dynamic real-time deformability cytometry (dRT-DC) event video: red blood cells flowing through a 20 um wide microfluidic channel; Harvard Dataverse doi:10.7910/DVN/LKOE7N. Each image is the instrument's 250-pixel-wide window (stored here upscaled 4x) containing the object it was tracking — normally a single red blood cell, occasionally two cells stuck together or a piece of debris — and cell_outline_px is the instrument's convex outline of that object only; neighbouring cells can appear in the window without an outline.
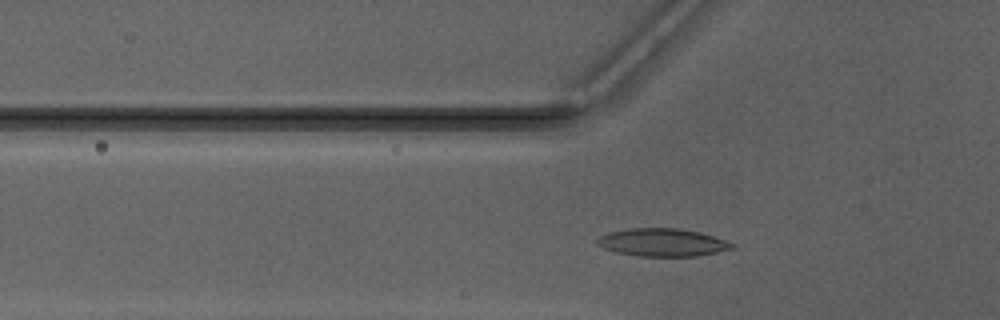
{"species": "Egyptian fruit bat (a non-hibernating species)", "species_latin": "Rousettus aegyptiacus", "temperature_condition": "warm", "stored_images_in_passage": 32, "camera_frame_rate_fps": 3000, "um_per_image_px": 0.085, "animal": {"sex": "male"}, "frame": {"image": 1, "passage_image": 8, "time_ms": 2.333, "image_size_px": [1000, 320], "cell_outline_px": [[736, 248], [696, 256], [636, 256], [616, 252], [604, 248], [596, 244], [596, 240], [600, 236], [608, 232], [628, 228], [680, 228], [700, 232], [736, 244]], "centroid_in_image_um": [56.29, 20.6], "position_along_channel_um": 69.5, "area_um2": 21.96}}
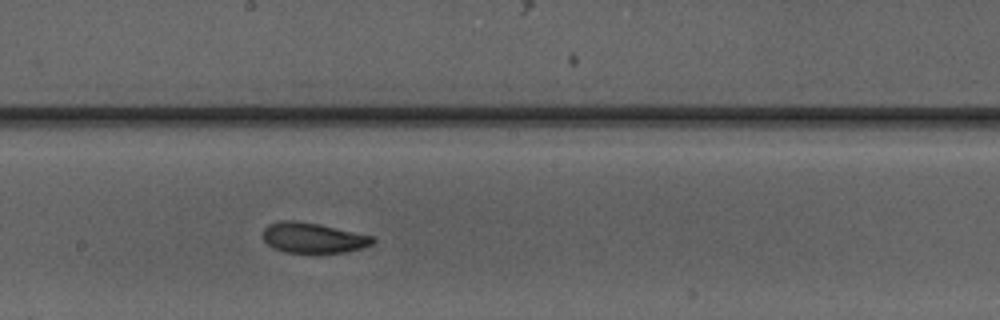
{"frame": {"image": 2, "passage_image": 19, "time_ms": 6.0, "image_size_px": [1000, 320], "cell_outline_px": [[376, 240], [372, 244], [360, 248], [344, 252], [284, 252], [272, 248], [264, 240], [264, 228], [268, 224], [280, 220], [296, 220], [376, 236]], "centroid_in_image_um": [26.61, 20.21], "position_along_channel_um": 221.6, "area_um2": 19.25}}
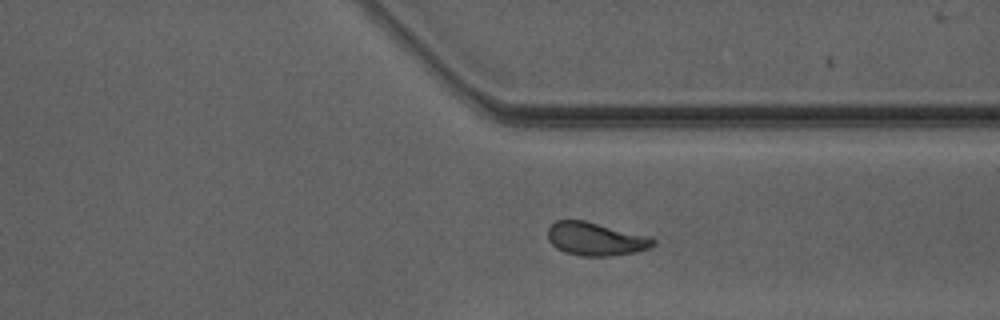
{"frame": {"image": 3, "passage_image": 29, "time_ms": 9.333, "image_size_px": [1000, 320], "cell_outline_px": [[656, 244], [648, 248], [632, 252], [608, 256], [580, 256], [564, 252], [556, 248], [548, 240], [548, 228], [556, 220], [584, 220], [652, 236], [656, 240]], "centroid_in_image_um": [50.64, 20.3], "position_along_channel_um": 360.8, "area_um2": 20.52}, "authors_computed_cell_mechanics": {"area_um2": 19.8832, "velocity_mm_per_s": 4.1726, "shape_relaxation_time_tau1_ms": 8.1337, "shape_relaxation_time_tau2_ms": 1.6818, "deformation_change_tau1": 0.183, "deformation_change_tau2": 0.0761}}